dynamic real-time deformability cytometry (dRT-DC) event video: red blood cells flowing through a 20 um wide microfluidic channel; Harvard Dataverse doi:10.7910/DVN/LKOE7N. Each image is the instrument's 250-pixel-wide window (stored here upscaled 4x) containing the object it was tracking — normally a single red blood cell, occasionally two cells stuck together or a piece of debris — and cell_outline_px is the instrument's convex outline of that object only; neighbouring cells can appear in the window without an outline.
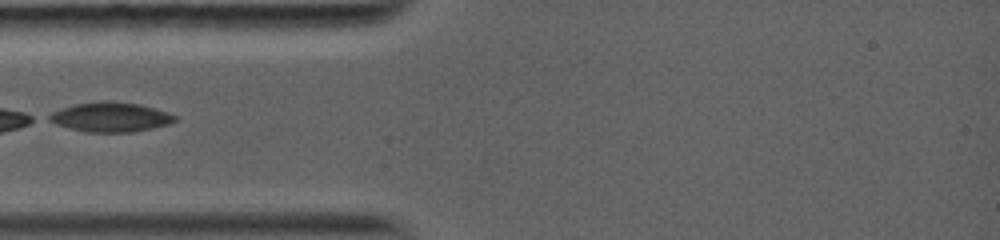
{"species": "common noctule bat (a hibernating species)", "species_latin": "Nyctalus noctula", "temperature_condition": "warm", "stored_images_in_passage": 30, "camera_frame_rate_fps": 5000, "um_per_image_px": 0.085, "animal": {"sex": "female", "body_mass_g": 19.0, "forearm_length_mm": 56.7}, "frame": {"image": 1, "passage_image": 1, "time_ms": 0.0, "image_size_px": [1000, 240], "cell_outline_px": [[176, 120], [168, 124], [152, 128], [132, 132], [84, 132], [56, 124], [48, 120], [44, 116], [60, 108], [76, 104], [100, 100], [108, 100], [140, 104], [156, 108], [168, 112], [176, 116]], "centroid_in_image_um": [9.36, 9.94], "position_along_channel_um": 75.6, "area_um2": 21.91}}
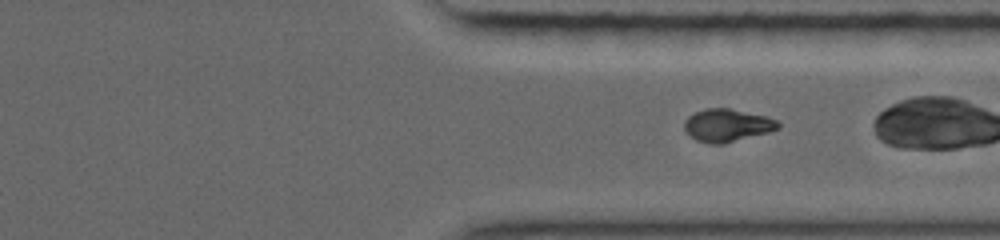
{"frame": {"image": 2, "passage_image": 26, "time_ms": 5.8, "image_size_px": [1000, 240], "cell_outline_px": [[780, 128], [768, 132], [724, 144], [708, 144], [696, 140], [688, 136], [684, 132], [684, 120], [688, 116], [704, 108], [728, 108], [768, 116], [776, 120], [780, 124]], "centroid_in_image_um": [61.77, 10.66], "position_along_channel_um": 349.6, "area_um2": 18.15}}